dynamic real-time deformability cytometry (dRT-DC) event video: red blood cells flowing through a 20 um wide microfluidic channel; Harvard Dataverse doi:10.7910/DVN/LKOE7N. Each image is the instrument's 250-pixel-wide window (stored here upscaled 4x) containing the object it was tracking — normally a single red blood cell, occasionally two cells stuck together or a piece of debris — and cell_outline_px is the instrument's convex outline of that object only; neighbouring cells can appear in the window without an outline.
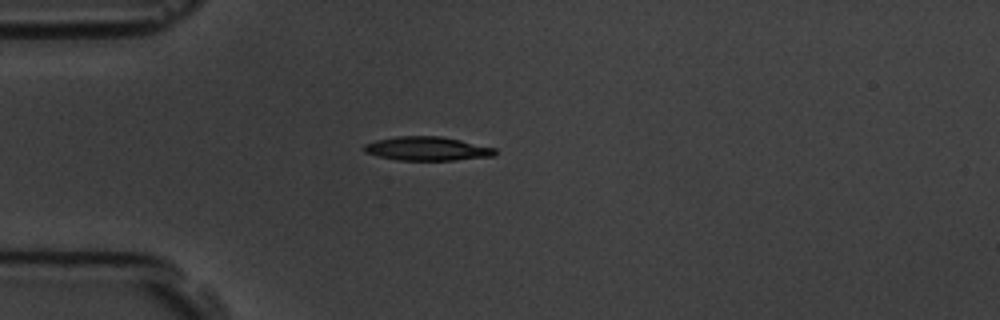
{"species": "common noctule bat (a hibernating species)", "species_latin": "Nyctalus noctula", "temperature_condition": "room temperature", "stored_images_in_passage": 1, "camera_frame_rate_fps": 3000, "um_per_image_px": 0.085, "animal": {"sex": "male", "body_mass_g": 19.5, "forearm_length_mm": 54.6}, "frame": {"image": 1, "passage_image": 1, "time_ms": 0.0, "image_size_px": [1000, 320], "cell_outline_px": [[496, 156], [456, 160], [396, 160], [364, 152], [364, 144], [376, 140], [396, 136], [440, 136], [460, 140], [496, 148]], "centroid_in_image_um": [36.33, 12.64], "position_along_channel_um": 48.7, "area_um2": 18.21}}